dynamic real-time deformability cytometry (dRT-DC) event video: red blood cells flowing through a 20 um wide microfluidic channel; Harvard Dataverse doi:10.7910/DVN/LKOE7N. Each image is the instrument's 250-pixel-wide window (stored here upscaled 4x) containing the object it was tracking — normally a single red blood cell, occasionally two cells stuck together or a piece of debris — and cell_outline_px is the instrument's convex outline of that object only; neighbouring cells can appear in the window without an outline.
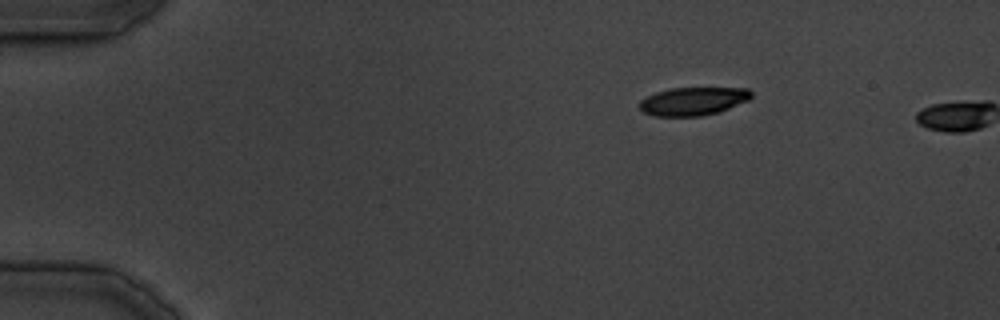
{"species": "common noctule bat (a hibernating species)", "species_latin": "Nyctalus noctula", "temperature_condition": "cold", "stored_images_in_passage": 2, "camera_frame_rate_fps": 3000, "um_per_image_px": 0.085, "animal": {"sex": "male", "body_mass_g": 19.5, "forearm_length_mm": 54.6}, "frame": {"image": 1, "passage_image": 1, "time_ms": 0.0, "image_size_px": [1000, 320], "cell_outline_px": [[752, 96], [748, 100], [720, 112], [700, 116], [652, 116], [644, 112], [640, 108], [640, 100], [656, 92], [672, 88], [748, 88], [752, 92]], "centroid_in_image_um": [58.93, 8.61], "position_along_channel_um": 26.1, "area_um2": 18.32}}